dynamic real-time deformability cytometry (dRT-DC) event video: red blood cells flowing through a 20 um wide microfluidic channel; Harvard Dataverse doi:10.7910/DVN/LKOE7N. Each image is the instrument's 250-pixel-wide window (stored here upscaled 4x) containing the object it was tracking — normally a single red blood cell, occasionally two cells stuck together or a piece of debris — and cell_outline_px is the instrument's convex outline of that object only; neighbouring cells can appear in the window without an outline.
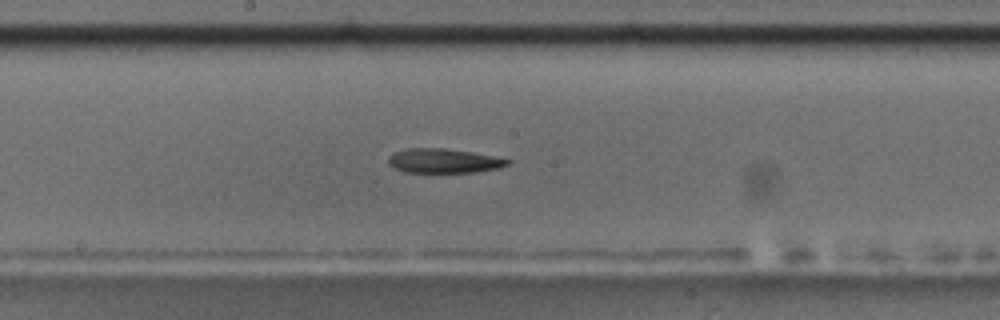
{"species": "common noctule bat (a hibernating species)", "species_latin": "Nyctalus noctula", "temperature_condition": "room temperature", "stored_images_in_passage": 53, "camera_frame_rate_fps": 3000, "um_per_image_px": 0.085, "animal": {"sex": "male", "body_mass_g": 17.5, "forearm_length_mm": 52.3}, "frame": {"image": 1, "passage_image": 28, "time_ms": 9.0, "image_size_px": [1000, 320], "cell_outline_px": [[512, 160], [508, 164], [500, 168], [476, 172], [404, 172], [392, 168], [388, 164], [388, 156], [392, 152], [408, 148], [444, 148], [472, 152]], "centroid_in_image_um": [37.66, 13.67], "position_along_channel_um": 210.5, "area_um2": 17.05}}
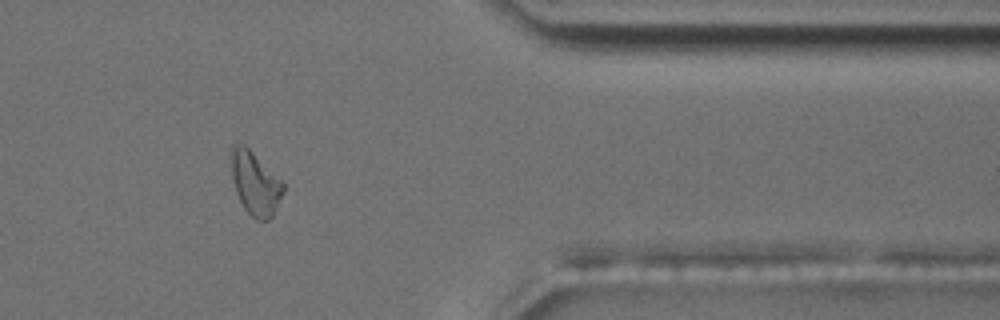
{"frame": {"image": 2, "passage_image": 44, "time_ms": 14.333, "image_size_px": [1000, 320], "cell_outline_px": [[284, 192], [272, 216], [268, 220], [256, 220], [244, 208], [236, 192], [232, 176], [232, 152], [236, 144], [244, 144], [284, 184]], "centroid_in_image_um": [21.7, 15.63], "position_along_channel_um": 389.7, "area_um2": 18.5}}
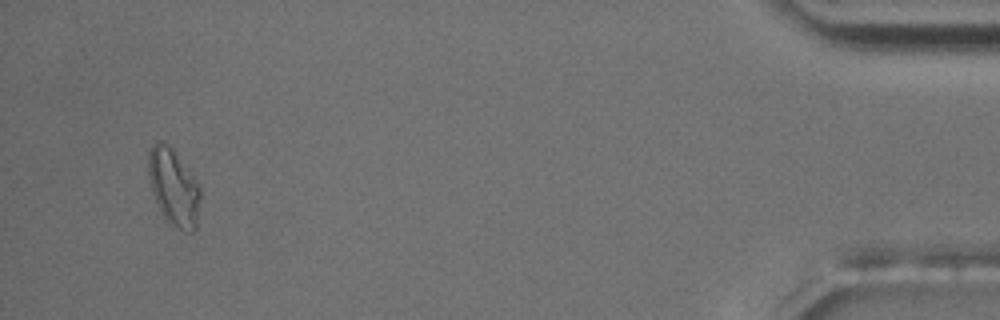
{"frame": {"image": 3, "passage_image": 51, "time_ms": 16.667, "image_size_px": [1000, 320], "cell_outline_px": [[200, 196], [196, 228], [192, 232], [184, 232], [172, 224], [164, 216], [156, 200], [152, 188], [148, 172], [148, 152], [152, 144], [156, 140], [164, 140], [172, 148], [196, 180], [200, 188]], "centroid_in_image_um": [14.76, 15.87], "position_along_channel_um": 420.4, "area_um2": 22.95}, "authors_computed_cell_mechanics": {"area_um2": 17.4556, "velocity_mm_per_s": 3.7222, "shape_relaxation_time_tau1_ms": 5.4829, "shape_relaxation_time_tau2_ms": null, "deformation_change_tau1": 0.1893, "deformation_change_tau2": null}}